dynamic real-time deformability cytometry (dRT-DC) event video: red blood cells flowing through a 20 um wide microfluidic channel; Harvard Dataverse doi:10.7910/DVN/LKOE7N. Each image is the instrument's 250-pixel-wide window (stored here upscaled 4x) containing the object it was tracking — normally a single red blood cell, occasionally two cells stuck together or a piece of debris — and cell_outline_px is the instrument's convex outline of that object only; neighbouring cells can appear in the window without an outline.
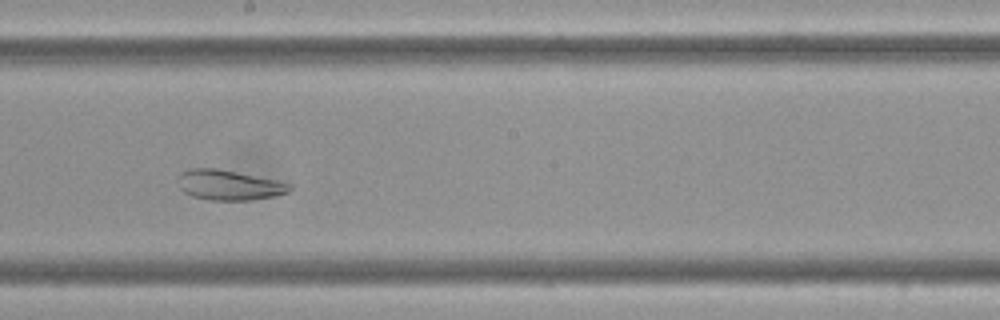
{"species": "Egyptian fruit bat (a non-hibernating species)", "species_latin": "Rousettus aegyptiacus", "temperature_condition": "cold", "stored_images_in_passage": 54, "camera_frame_rate_fps": 3000, "um_per_image_px": 0.085, "frame": {"image": 1, "passage_image": 28, "time_ms": 9.0, "image_size_px": [1000, 320], "cell_outline_px": [[292, 188], [288, 192], [272, 196], [252, 200], [208, 200], [192, 196], [184, 192], [180, 188], [180, 172], [188, 168], [216, 168], [292, 184]], "centroid_in_image_um": [19.43, 15.73], "position_along_channel_um": 228.8, "area_um2": 19.25}}
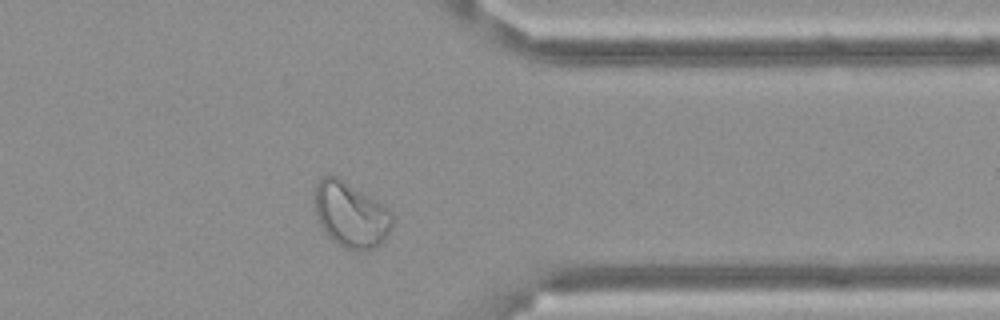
{"frame": {"image": 2, "passage_image": 42, "time_ms": 13.667, "image_size_px": [1000, 320], "cell_outline_px": [[392, 224], [384, 240], [376, 248], [344, 248], [332, 240], [328, 236], [320, 224], [316, 216], [316, 184], [320, 176], [336, 176], [344, 180], [384, 204], [388, 208], [392, 216]], "centroid_in_image_um": [29.82, 18.22], "position_along_channel_um": 381.6, "area_um2": 29.13}}
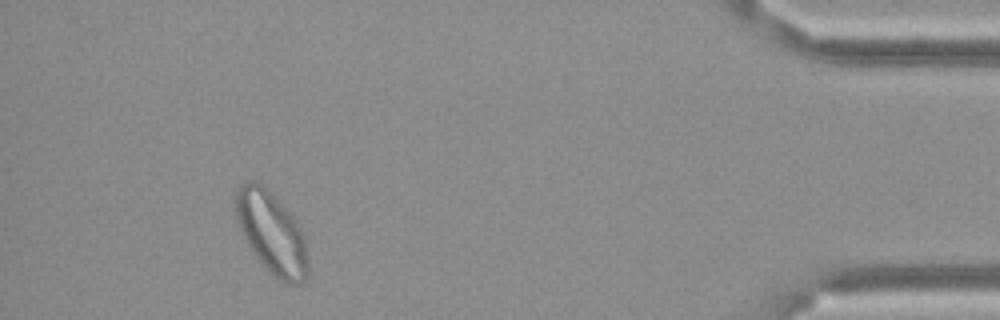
{"frame": {"image": 3, "passage_image": 49, "time_ms": 16.0, "image_size_px": [1000, 320], "cell_outline_px": [[308, 276], [300, 284], [288, 284], [280, 280], [256, 256], [248, 244], [236, 220], [236, 192], [244, 184], [252, 180], [256, 180], [264, 184], [296, 220], [304, 240], [308, 264]], "centroid_in_image_um": [23.1, 19.77], "position_along_channel_um": 412.1, "area_um2": 33.76}, "authors_computed_cell_mechanics": {"area_um2": 29.8537, "velocity_mm_per_s": 3.4386, "shape_relaxation_time_tau1_ms": null, "shape_relaxation_time_tau2_ms": 1.8455, "deformation_change_tau1": null, "deformation_change_tau2": 0.0779}}